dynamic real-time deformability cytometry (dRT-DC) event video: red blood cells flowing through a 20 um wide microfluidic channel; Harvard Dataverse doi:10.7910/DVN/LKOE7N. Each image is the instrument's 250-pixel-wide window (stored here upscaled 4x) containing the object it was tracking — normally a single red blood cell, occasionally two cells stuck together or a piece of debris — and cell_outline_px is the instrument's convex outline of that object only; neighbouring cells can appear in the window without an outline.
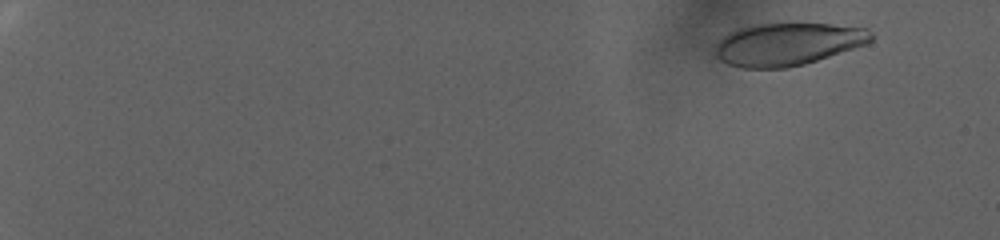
{"species": "human", "species_latin": "Homo sapiens", "temperature_condition": "warm", "stored_images_in_passage": 23, "camera_frame_rate_fps": 3000, "um_per_image_px": 0.085, "donor": {"sex": "female"}, "frame": {"image": 1, "passage_image": 4, "time_ms": 1.0, "image_size_px": [1000, 240], "cell_outline_px": [[872, 40], [868, 44], [804, 64], [788, 68], [740, 68], [728, 64], [720, 60], [716, 56], [716, 44], [728, 32], [736, 28], [752, 24], [832, 24], [868, 28], [872, 32]], "centroid_in_image_um": [66.95, 3.75], "position_along_channel_um": 18.0, "area_um2": 38.84}}
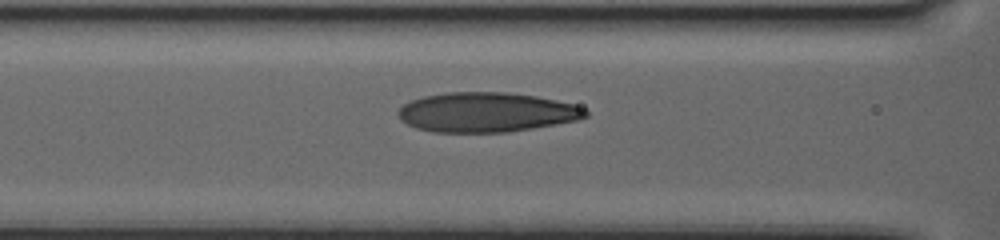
{"frame": {"image": 2, "passage_image": 20, "time_ms": 6.333, "image_size_px": [1000, 240], "cell_outline_px": [[588, 116], [576, 120], [556, 124], [508, 132], [432, 132], [416, 128], [400, 120], [396, 112], [404, 104], [412, 100], [424, 96], [448, 92], [508, 92], [536, 96], [556, 100], [572, 104], [584, 108], [588, 112]], "centroid_in_image_um": [41.33, 9.54], "position_along_channel_um": 125.3, "area_um2": 43.29}}
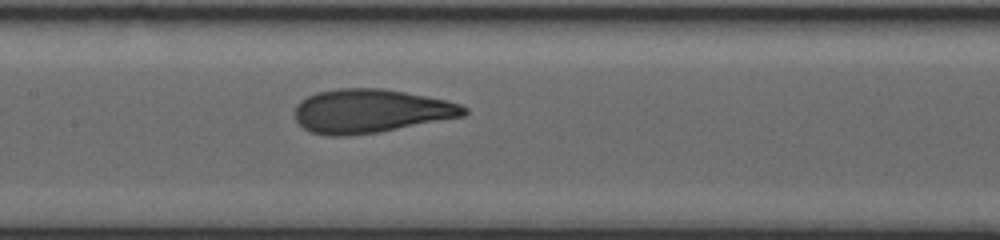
{"frame": {"image": 3, "passage_image": 23, "time_ms": 7.333, "image_size_px": [1000, 240], "cell_outline_px": [[468, 112], [464, 116], [380, 132], [344, 136], [332, 136], [312, 132], [304, 128], [296, 120], [296, 104], [300, 100], [316, 92], [340, 88], [380, 88], [404, 92], [444, 100], [460, 104], [468, 108]], "centroid_in_image_um": [31.5, 9.44], "position_along_channel_um": 175.9, "area_um2": 42.89}}